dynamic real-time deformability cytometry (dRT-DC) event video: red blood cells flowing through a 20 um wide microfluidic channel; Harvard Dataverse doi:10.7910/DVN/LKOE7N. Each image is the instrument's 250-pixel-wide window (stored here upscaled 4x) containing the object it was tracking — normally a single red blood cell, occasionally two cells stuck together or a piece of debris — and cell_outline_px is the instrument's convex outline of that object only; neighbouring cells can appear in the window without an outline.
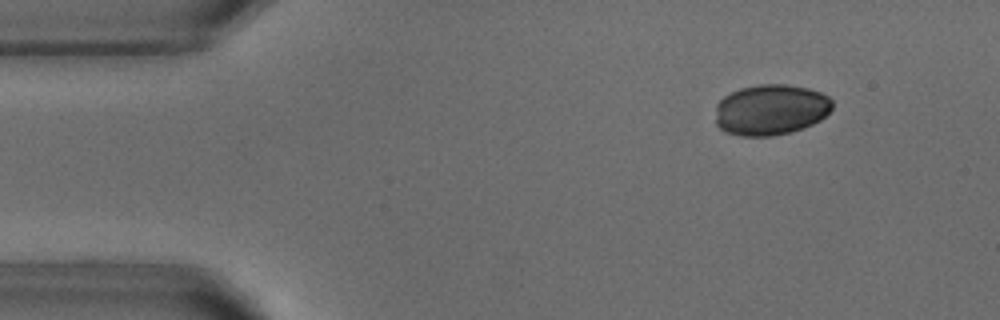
{"species": "common noctule bat (a hibernating species)", "species_latin": "Nyctalus noctula", "temperature_condition": "warm", "stored_images_in_passage": 48, "camera_frame_rate_fps": 3000, "um_per_image_px": 0.085, "animal": {"sex": "male", "body_mass_g": 18.8}, "frame": {"image": 1, "passage_image": 2, "time_ms": 0.333, "image_size_px": [1000, 320], "cell_outline_px": [[832, 108], [820, 120], [804, 128], [792, 132], [772, 136], [740, 136], [724, 132], [716, 124], [716, 104], [724, 96], [740, 88], [760, 84], [784, 84], [808, 88], [820, 92], [828, 96], [832, 100]], "centroid_in_image_um": [65.5, 9.33], "position_along_channel_um": 19.5, "area_um2": 34.8}}
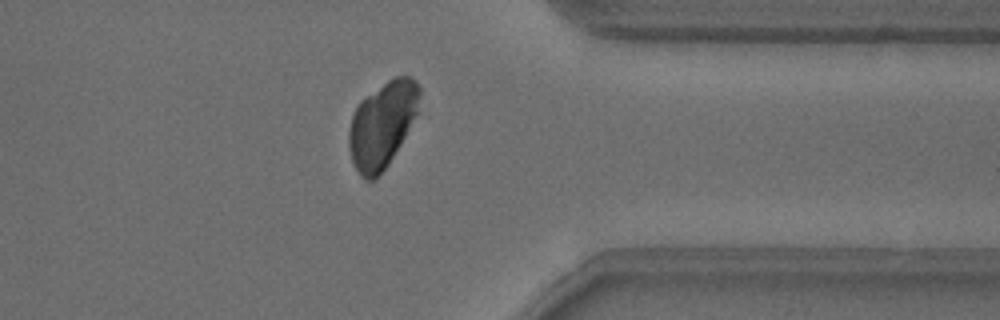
{"frame": {"image": 2, "passage_image": 37, "time_ms": 12.0, "image_size_px": [1000, 320], "cell_outline_px": [[420, 96], [416, 112], [400, 144], [388, 164], [372, 180], [364, 180], [360, 176], [352, 160], [348, 144], [348, 132], [352, 116], [360, 100], [392, 76], [408, 76], [416, 80], [420, 88]], "centroid_in_image_um": [32.46, 10.56], "position_along_channel_um": 378.9, "area_um2": 34.8}}